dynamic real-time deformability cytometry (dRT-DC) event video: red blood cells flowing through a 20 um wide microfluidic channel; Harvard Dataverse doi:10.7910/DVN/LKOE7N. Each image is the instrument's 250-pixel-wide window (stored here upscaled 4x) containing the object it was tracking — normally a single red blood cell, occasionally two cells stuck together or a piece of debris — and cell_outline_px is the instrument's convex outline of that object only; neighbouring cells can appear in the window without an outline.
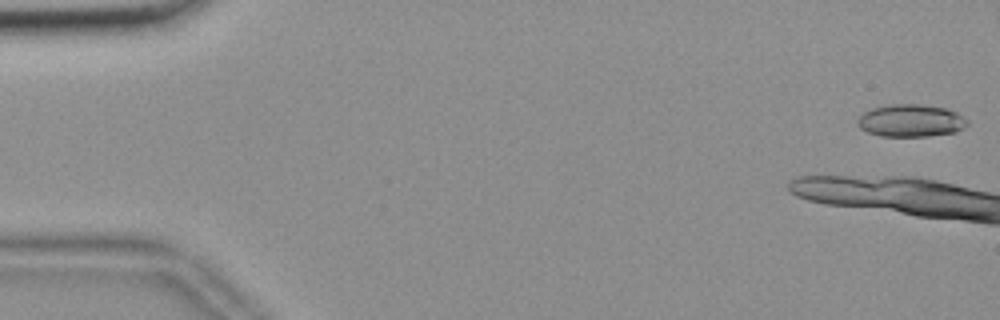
{"species": "common noctule bat (a hibernating species)", "species_latin": "Nyctalus noctula", "temperature_condition": "room temperature", "stored_images_in_passage": 21, "camera_frame_rate_fps": 3000, "um_per_image_px": 0.085, "animal": {"sex": "female", "body_mass_g": 18.4}, "frame": {"image": 1, "passage_image": 1, "time_ms": 0.0, "image_size_px": [1000, 320], "cell_outline_px": [[968, 124], [964, 128], [956, 132], [928, 136], [880, 136], [868, 132], [860, 128], [856, 124], [856, 120], [864, 112], [872, 108], [892, 104], [920, 104], [944, 108], [956, 112], [964, 116], [968, 120]], "centroid_in_image_um": [77.42, 10.25], "position_along_channel_um": 7.6, "area_um2": 20.87}}